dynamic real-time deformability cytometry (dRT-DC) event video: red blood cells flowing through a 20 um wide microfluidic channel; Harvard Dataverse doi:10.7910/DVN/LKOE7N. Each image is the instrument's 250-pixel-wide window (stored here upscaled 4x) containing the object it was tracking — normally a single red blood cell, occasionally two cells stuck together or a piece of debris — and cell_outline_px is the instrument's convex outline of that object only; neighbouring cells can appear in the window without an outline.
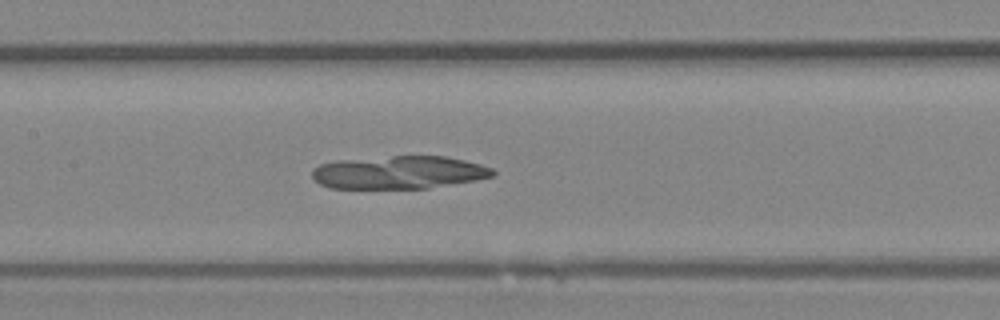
{"species": "Egyptian fruit bat (a non-hibernating species)", "species_latin": "Rousettus aegyptiacus", "temperature_condition": "room temperature", "stored_images_in_passage": 45, "camera_frame_rate_fps": 3000, "um_per_image_px": 0.085, "animal": {"sex": "female"}, "frame": {"image": 1, "passage_image": 20, "time_ms": 6.333, "image_size_px": [1000, 320], "cell_outline_px": [[496, 172], [492, 176], [476, 180], [428, 188], [328, 188], [320, 184], [312, 176], [312, 168], [320, 164], [336, 160], [392, 156], [444, 156], [464, 160], [480, 164], [492, 168]], "centroid_in_image_um": [33.89, 14.65], "position_along_channel_um": 173.5, "area_um2": 34.68}}